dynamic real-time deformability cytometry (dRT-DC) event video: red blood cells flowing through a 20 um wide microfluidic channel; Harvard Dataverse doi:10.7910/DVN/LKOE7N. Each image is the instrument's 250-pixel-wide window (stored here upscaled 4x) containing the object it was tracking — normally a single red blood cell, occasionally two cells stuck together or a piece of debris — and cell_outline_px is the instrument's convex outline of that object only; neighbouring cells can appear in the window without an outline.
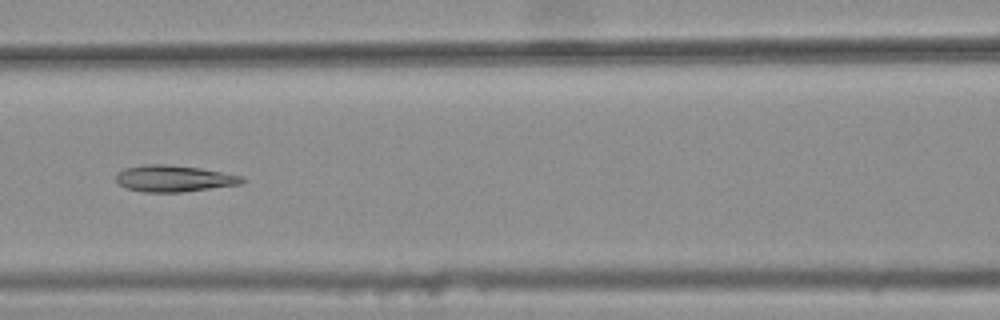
{"species": "common noctule bat (a hibernating species)", "species_latin": "Nyctalus noctula", "temperature_condition": "warm", "stored_images_in_passage": 6, "camera_frame_rate_fps": 3000, "um_per_image_px": 0.085, "animal": {"sex": "female", "body_mass_g": 25.1}, "frame": {"image": 1, "passage_image": 6, "time_ms": 1.667, "image_size_px": [1000, 320], "cell_outline_px": [[244, 180], [240, 184], [184, 192], [140, 192], [124, 188], [116, 180], [116, 172], [124, 168], [144, 164], [164, 164], [200, 168], [244, 176]], "centroid_in_image_um": [14.74, 15.17], "position_along_channel_um": 151.9, "area_um2": 19.59}}